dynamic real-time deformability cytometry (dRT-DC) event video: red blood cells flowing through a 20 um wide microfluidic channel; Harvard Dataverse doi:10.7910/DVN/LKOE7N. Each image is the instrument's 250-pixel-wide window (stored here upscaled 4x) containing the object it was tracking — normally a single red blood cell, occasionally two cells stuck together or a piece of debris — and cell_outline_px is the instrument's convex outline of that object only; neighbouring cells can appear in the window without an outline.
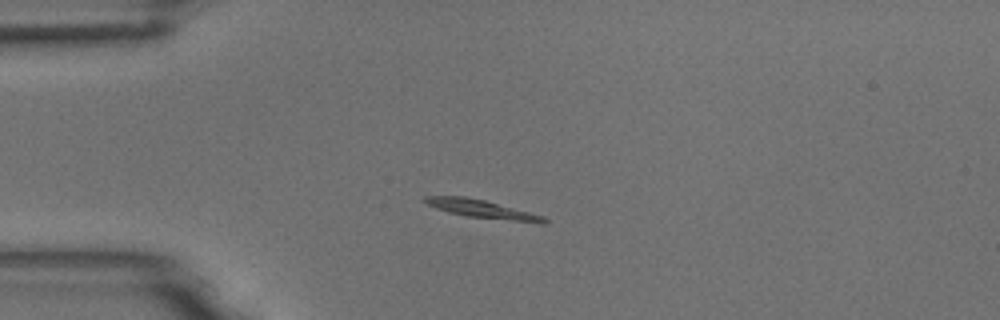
{"species": "common noctule bat (a hibernating species)", "species_latin": "Nyctalus noctula", "temperature_condition": "room temperature", "stored_images_in_passage": 6, "camera_frame_rate_fps": 3000, "um_per_image_px": 0.085, "animal": {"sex": "male", "body_mass_g": 18.8}, "frame": {"image": 1, "passage_image": 3, "time_ms": 0.667, "image_size_px": [1000, 320], "cell_outline_px": [[548, 224], [540, 224], [468, 216], [448, 212], [436, 208], [428, 204], [424, 200], [424, 196], [464, 196], [484, 200], [544, 216], [548, 220]], "centroid_in_image_um": [41.05, 17.79], "position_along_channel_um": 44.0, "area_um2": 12.54}}